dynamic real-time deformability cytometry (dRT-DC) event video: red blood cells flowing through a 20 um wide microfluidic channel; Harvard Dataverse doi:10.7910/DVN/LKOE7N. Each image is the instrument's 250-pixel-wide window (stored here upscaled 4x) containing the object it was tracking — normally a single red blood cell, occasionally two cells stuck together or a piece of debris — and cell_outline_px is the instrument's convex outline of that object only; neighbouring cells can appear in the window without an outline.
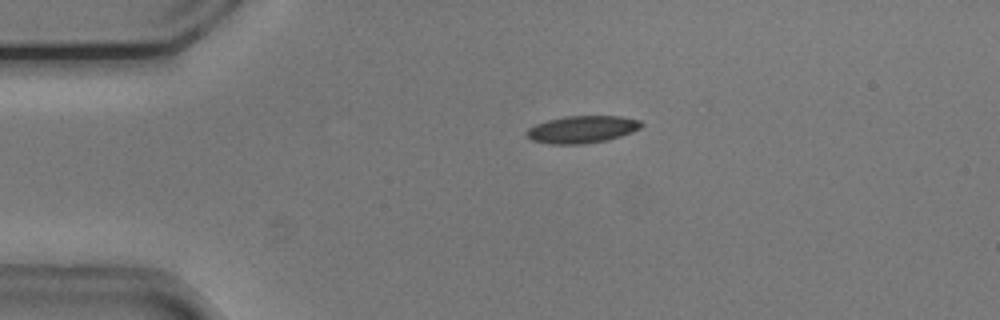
{"species": "common noctule bat (a hibernating species)", "species_latin": "Nyctalus noctula", "temperature_condition": "cold", "stored_images_in_passage": 49, "camera_frame_rate_fps": 3000, "um_per_image_px": 0.085, "animal": {"sex": "male", "body_mass_g": 20.5, "forearm_length_mm": 52.5}, "frame": {"image": 1, "passage_image": 7, "time_ms": 2.0, "image_size_px": [1000, 320], "cell_outline_px": [[644, 124], [640, 128], [632, 132], [620, 136], [604, 140], [580, 144], [548, 144], [532, 140], [524, 132], [528, 128], [536, 124], [548, 120], [564, 116], [620, 116], [640, 120]], "centroid_in_image_um": [49.46, 10.99], "position_along_channel_um": 35.5, "area_um2": 18.15}}
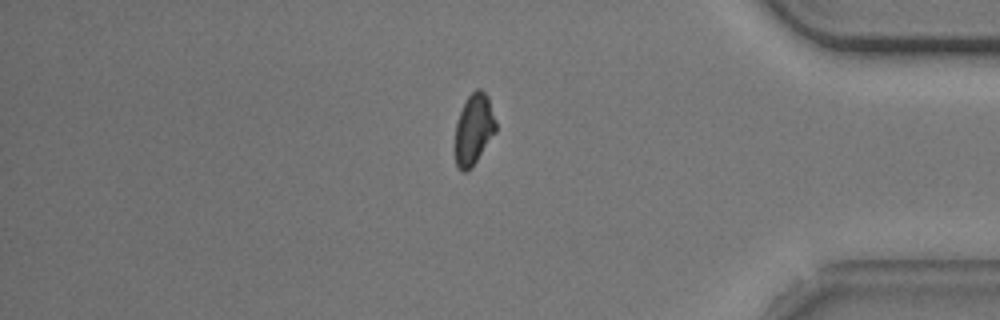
{"frame": {"image": 2, "passage_image": 41, "time_ms": 13.333, "image_size_px": [1000, 320], "cell_outline_px": [[496, 132], [472, 168], [468, 172], [460, 172], [456, 168], [456, 124], [460, 112], [468, 96], [476, 88], [480, 88], [488, 96], [496, 120]], "centroid_in_image_um": [40.29, 11.02], "position_along_channel_um": 394.9, "area_um2": 16.94}}
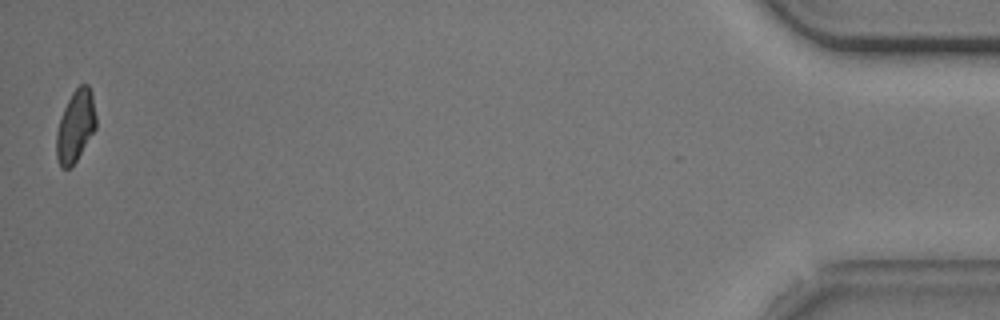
{"frame": {"image": 3, "passage_image": 49, "time_ms": 16.0, "image_size_px": [1000, 320], "cell_outline_px": [[96, 128], [76, 160], [68, 168], [60, 168], [56, 156], [56, 132], [60, 116], [72, 92], [80, 84], [88, 84], [92, 92], [96, 116]], "centroid_in_image_um": [6.41, 10.69], "position_along_channel_um": 428.8, "area_um2": 16.59}, "authors_computed_cell_mechanics": {"area_um2": 17.9758, "velocity_mm_per_s": 3.7339, "shape_relaxation_time_tau1_ms": 4.5492, "shape_relaxation_time_tau2_ms": null, "deformation_change_tau1": 0.13, "deformation_change_tau2": null}}